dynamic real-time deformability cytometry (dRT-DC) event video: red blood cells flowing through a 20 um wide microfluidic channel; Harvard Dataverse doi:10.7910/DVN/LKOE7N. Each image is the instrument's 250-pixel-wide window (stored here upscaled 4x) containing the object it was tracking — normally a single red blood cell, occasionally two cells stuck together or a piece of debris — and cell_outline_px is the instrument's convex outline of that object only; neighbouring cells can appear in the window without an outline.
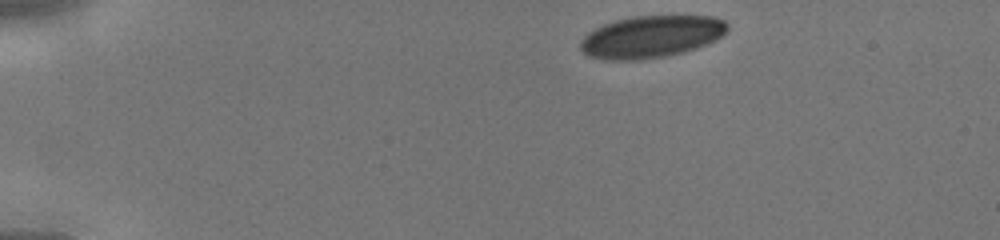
{"species": "human", "species_latin": "Homo sapiens", "temperature_condition": "cold", "stored_images_in_passage": 38, "camera_frame_rate_fps": 3000, "um_per_image_px": 0.085, "donor": {"sex": "male"}, "frame": {"image": 1, "passage_image": 1, "time_ms": 0.0, "image_size_px": [1000, 240], "cell_outline_px": [[728, 28], [724, 36], [708, 44], [684, 52], [664, 56], [640, 60], [604, 60], [588, 56], [580, 48], [580, 40], [588, 32], [604, 24], [616, 20], [632, 16], [712, 16], [724, 20], [728, 24]], "centroid_in_image_um": [55.37, 3.12], "position_along_channel_um": 29.6, "area_um2": 36.3}}
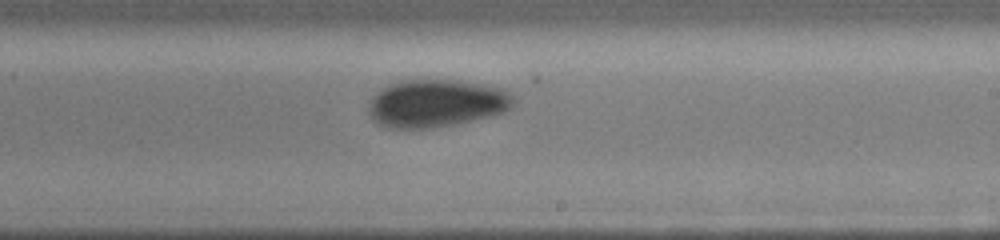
{"frame": {"image": 2, "passage_image": 21, "time_ms": 6.667, "image_size_px": [1000, 240], "cell_outline_px": [[516, 100], [504, 112], [492, 116], [456, 124], [428, 128], [384, 128], [372, 120], [368, 112], [368, 100], [380, 88], [388, 84], [404, 80], [456, 80], [484, 84], [500, 88], [512, 92], [516, 96]], "centroid_in_image_um": [37.06, 8.78], "position_along_channel_um": 251.9, "area_um2": 40.86}}
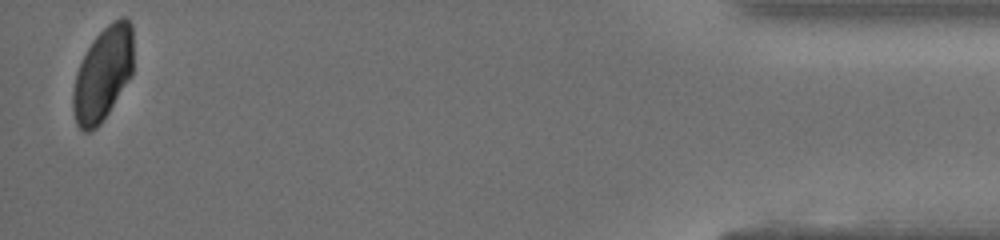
{"frame": {"image": 3, "passage_image": 37, "time_ms": 12.0, "image_size_px": [1000, 240], "cell_outline_px": [[132, 76], [100, 124], [96, 128], [88, 132], [84, 132], [76, 124], [72, 108], [72, 92], [76, 72], [92, 40], [108, 24], [120, 16], [124, 16], [132, 24]], "centroid_in_image_um": [8.73, 6.29], "position_along_channel_um": 426.5, "area_um2": 32.95}}